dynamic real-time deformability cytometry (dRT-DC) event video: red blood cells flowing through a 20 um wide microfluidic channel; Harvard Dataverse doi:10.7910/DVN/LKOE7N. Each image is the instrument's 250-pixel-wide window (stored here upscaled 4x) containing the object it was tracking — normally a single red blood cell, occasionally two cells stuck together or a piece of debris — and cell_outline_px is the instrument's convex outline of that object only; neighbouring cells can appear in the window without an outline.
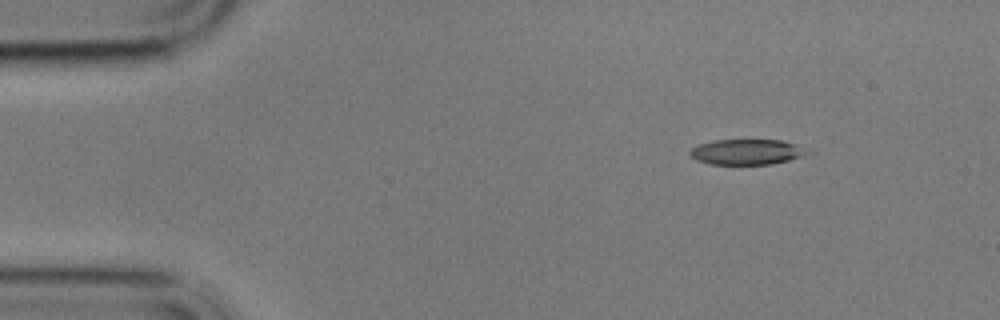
{"species": "common noctule bat (a hibernating species)", "species_latin": "Nyctalus noctula", "temperature_condition": "cold", "stored_images_in_passage": 5, "segment_of_instrument_passage": [2, 2], "camera_frame_rate_fps": 3000, "um_per_image_px": 0.085, "animal": {"sex": "male", "body_mass_g": 17.9}, "frame": {"image": 1, "passage_image": 5, "time_ms": 7.333, "image_size_px": [1000, 320], "cell_outline_px": [[816, 152], [804, 156], [772, 164], [708, 164], [696, 160], [688, 156], [688, 152], [692, 148], [700, 144], [716, 140], [780, 140], [796, 144]], "centroid_in_image_um": [63.52, 12.92], "position_along_channel_um": 21.5, "area_um2": 17.63}}